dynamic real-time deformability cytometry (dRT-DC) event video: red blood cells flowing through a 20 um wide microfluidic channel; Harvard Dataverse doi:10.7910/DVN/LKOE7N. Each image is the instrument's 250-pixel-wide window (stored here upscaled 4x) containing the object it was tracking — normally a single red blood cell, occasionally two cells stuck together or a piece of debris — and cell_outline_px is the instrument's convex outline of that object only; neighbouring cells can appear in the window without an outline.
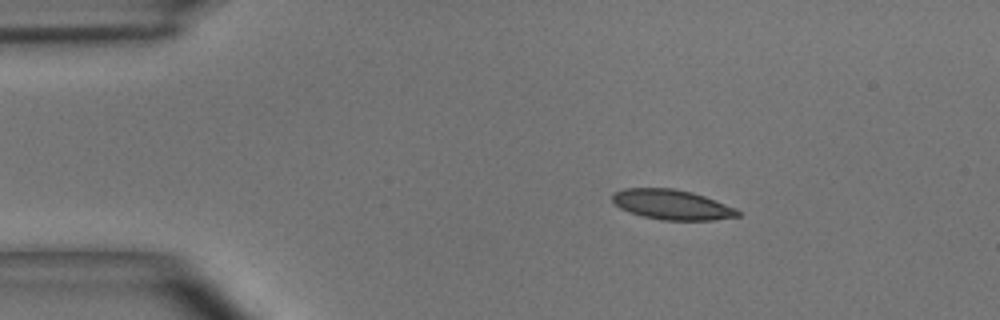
{"species": "common noctule bat (a hibernating species)", "species_latin": "Nyctalus noctula", "temperature_condition": "room temperature", "stored_images_in_passage": 6, "camera_frame_rate_fps": 3000, "um_per_image_px": 0.085, "animal": {"sex": "male", "body_mass_g": 15.6}, "frame": {"image": 1, "passage_image": 2, "time_ms": 0.333, "image_size_px": [1000, 320], "cell_outline_px": [[740, 216], [712, 220], [664, 220], [644, 216], [620, 208], [612, 200], [612, 192], [624, 188], [672, 188], [692, 192], [704, 196], [736, 208], [740, 212]], "centroid_in_image_um": [57.11, 17.38], "position_along_channel_um": 27.9, "area_um2": 21.73}}
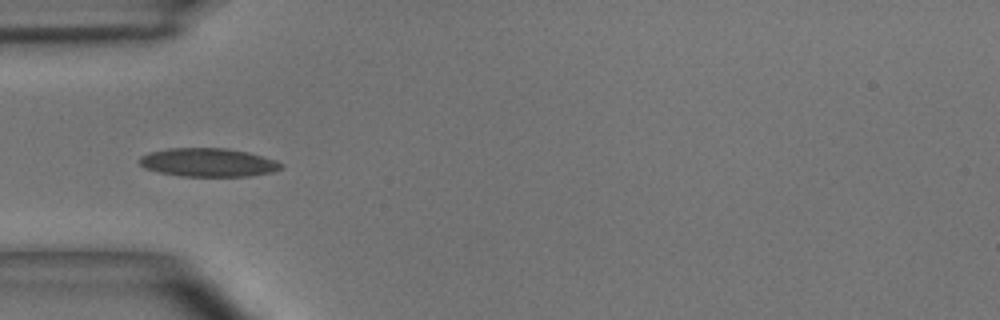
{"frame": {"image": 2, "passage_image": 4, "time_ms": 1.0, "image_size_px": [1000, 320], "cell_outline_px": [[284, 168], [272, 172], [248, 176], [180, 176], [160, 172], [144, 168], [140, 164], [140, 156], [148, 152], [168, 148], [224, 148], [248, 152], [276, 160], [284, 164]], "centroid_in_image_um": [17.71, 13.8], "position_along_channel_um": 67.3, "area_um2": 23.58}}
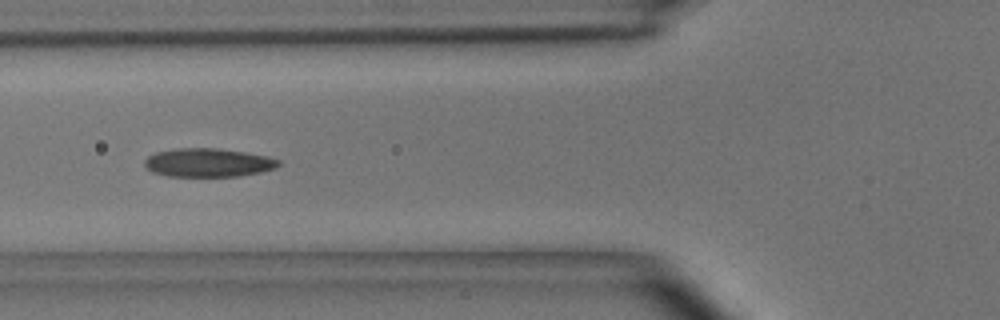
{"frame": {"image": 3, "passage_image": 5, "time_ms": 1.333, "image_size_px": [1000, 320], "cell_outline_px": [[280, 164], [276, 168], [260, 172], [240, 176], [168, 176], [152, 172], [144, 164], [144, 160], [148, 156], [156, 152], [176, 148], [216, 148], [244, 152], [268, 156], [280, 160]], "centroid_in_image_um": [17.7, 13.82], "position_along_channel_um": 108.1, "area_um2": 22.31}}